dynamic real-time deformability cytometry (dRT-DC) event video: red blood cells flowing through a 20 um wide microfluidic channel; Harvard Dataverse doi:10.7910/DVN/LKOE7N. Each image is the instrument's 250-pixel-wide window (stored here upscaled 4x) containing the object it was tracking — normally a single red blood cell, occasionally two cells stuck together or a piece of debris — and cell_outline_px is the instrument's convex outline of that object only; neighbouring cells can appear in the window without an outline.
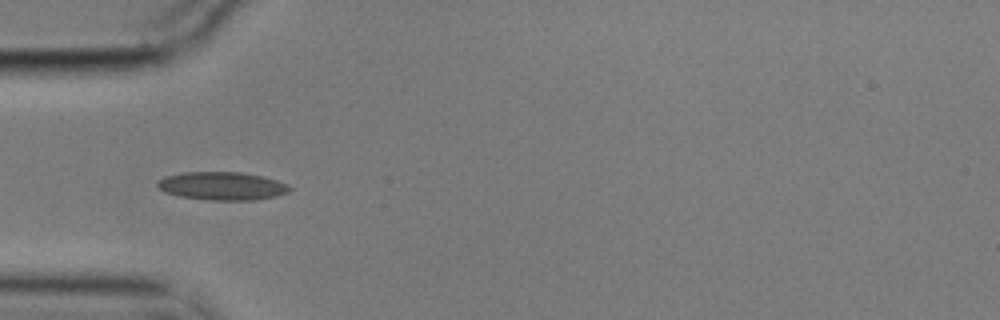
{"species": "common noctule bat (a hibernating species)", "species_latin": "Nyctalus noctula", "temperature_condition": "cold", "stored_images_in_passage": 40, "camera_frame_rate_fps": 3000, "um_per_image_px": 0.085, "animal": {"sex": "male", "body_mass_g": 17.9}, "frame": {"image": 1, "passage_image": 1, "time_ms": 0.0, "image_size_px": [1000, 320], "cell_outline_px": [[292, 188], [288, 192], [276, 196], [256, 200], [208, 200], [180, 196], [164, 192], [156, 184], [160, 180], [168, 176], [184, 172], [240, 172], [264, 176], [288, 184]], "centroid_in_image_um": [18.93, 15.81], "position_along_channel_um": 66.1, "area_um2": 21.62}}
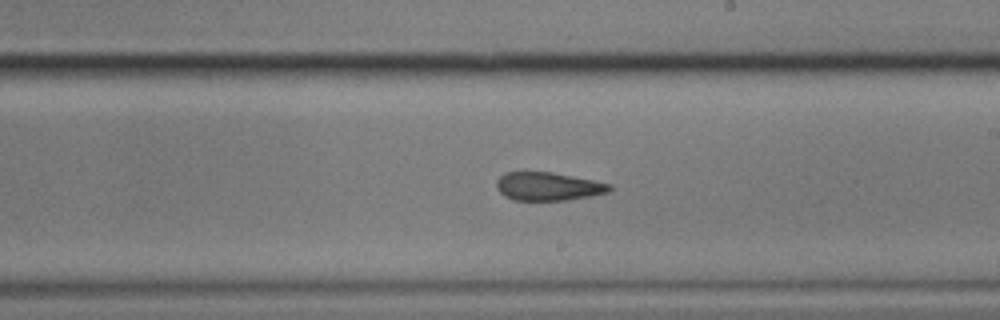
{"frame": {"image": 2, "passage_image": 16, "time_ms": 5.0, "image_size_px": [1000, 320], "cell_outline_px": [[612, 188], [608, 192], [592, 196], [568, 200], [512, 200], [504, 196], [496, 188], [496, 180], [504, 172], [552, 172], [612, 184]], "centroid_in_image_um": [46.57, 15.85], "position_along_channel_um": 242.4, "area_um2": 18.73}}
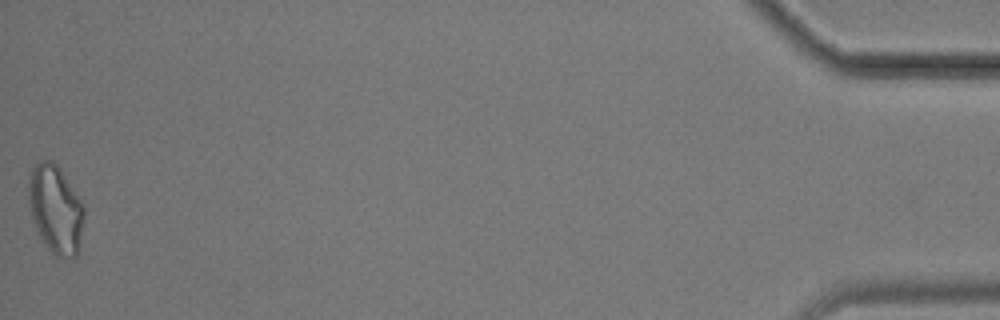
{"frame": {"image": 3, "passage_image": 40, "time_ms": 13.0, "image_size_px": [1000, 320], "cell_outline_px": [[84, 220], [76, 256], [72, 260], [52, 256], [40, 240], [32, 220], [28, 200], [28, 180], [32, 168], [40, 160], [52, 160], [60, 168], [84, 204]], "centroid_in_image_um": [4.71, 17.83], "position_along_channel_um": 430.5, "area_um2": 29.25}, "authors_computed_cell_mechanics": {"area_um2": 19.5075, "velocity_mm_per_s": 3.5264, "shape_relaxation_time_tau1_ms": 9.7019, "shape_relaxation_time_tau2_ms": 2.7056, "deformation_change_tau1": 0.2049, "deformation_change_tau2": 0.1119}}